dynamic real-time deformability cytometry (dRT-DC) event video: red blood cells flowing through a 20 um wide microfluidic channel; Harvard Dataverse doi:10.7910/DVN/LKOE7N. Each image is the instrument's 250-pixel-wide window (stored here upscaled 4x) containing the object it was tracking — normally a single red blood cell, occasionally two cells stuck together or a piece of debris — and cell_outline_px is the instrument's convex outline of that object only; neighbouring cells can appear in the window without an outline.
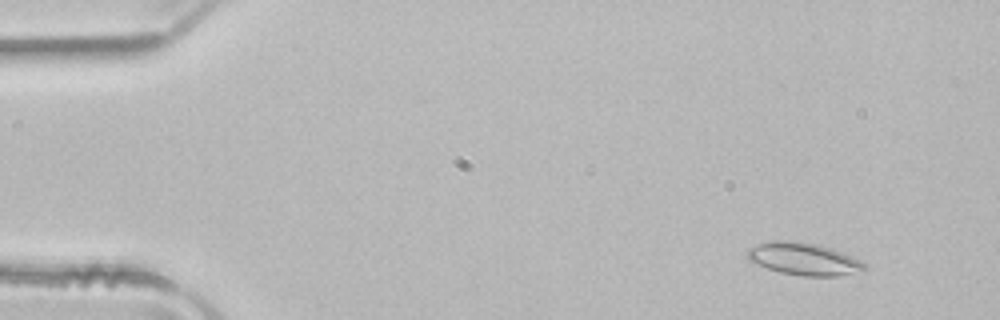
{"species": "common noctule bat (a hibernating species)", "species_latin": "Nyctalus noctula", "temperature_condition": "room temperature", "stored_images_in_passage": 51, "camera_frame_rate_fps": 3000, "um_per_image_px": 0.085, "animal": {"sex": "male", "body_mass_g": 21.5, "forearm_length_mm": 52.0}, "frame": {"image": 1, "passage_image": 5, "time_ms": 1.333, "image_size_px": [1000, 320], "cell_outline_px": [[868, 272], [836, 276], [804, 276], [780, 272], [756, 264], [748, 260], [744, 256], [748, 248], [772, 240], [792, 240], [820, 244], [844, 252], [860, 260], [868, 268]], "centroid_in_image_um": [68.36, 22.01], "position_along_channel_um": 16.6, "area_um2": 22.66}}
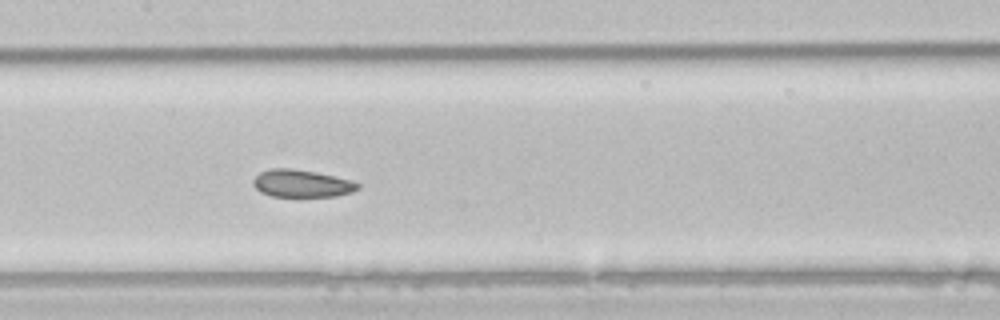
{"frame": {"image": 2, "passage_image": 25, "time_ms": 8.0, "image_size_px": [1000, 320], "cell_outline_px": [[360, 188], [352, 192], [336, 196], [272, 196], [260, 192], [252, 184], [252, 180], [260, 172], [268, 168], [292, 168], [316, 172], [348, 180], [360, 184]], "centroid_in_image_um": [25.6, 15.59], "position_along_channel_um": 181.8, "area_um2": 16.65}}
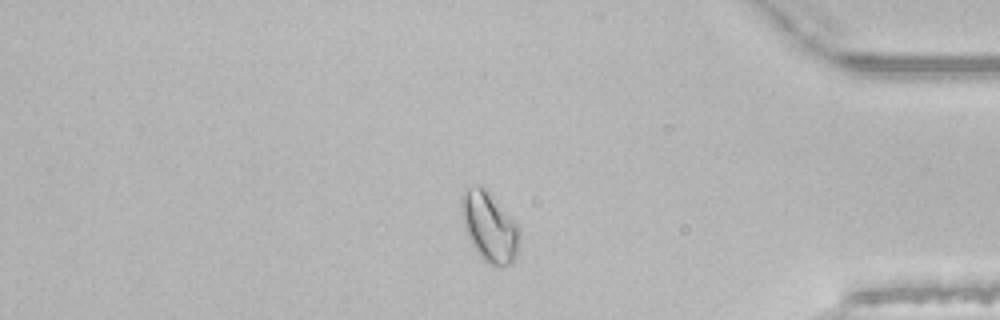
{"frame": {"image": 3, "passage_image": 43, "time_ms": 14.0, "image_size_px": [1000, 320], "cell_outline_px": [[520, 236], [516, 256], [508, 264], [492, 264], [484, 260], [480, 256], [472, 244], [464, 228], [460, 208], [460, 200], [464, 192], [468, 188], [476, 184], [480, 184], [488, 192], [520, 228]], "centroid_in_image_um": [41.57, 19.25], "position_along_channel_um": 393.6, "area_um2": 23.0}, "authors_computed_cell_mechanics": {"area_um2": 20.4612, "velocity_mm_per_s": 4.014, "shape_relaxation_time_tau1_ms": 5.0209, "shape_relaxation_time_tau2_ms": 1.8616, "deformation_change_tau1": 0.0881, "deformation_change_tau2": 0.0502}}